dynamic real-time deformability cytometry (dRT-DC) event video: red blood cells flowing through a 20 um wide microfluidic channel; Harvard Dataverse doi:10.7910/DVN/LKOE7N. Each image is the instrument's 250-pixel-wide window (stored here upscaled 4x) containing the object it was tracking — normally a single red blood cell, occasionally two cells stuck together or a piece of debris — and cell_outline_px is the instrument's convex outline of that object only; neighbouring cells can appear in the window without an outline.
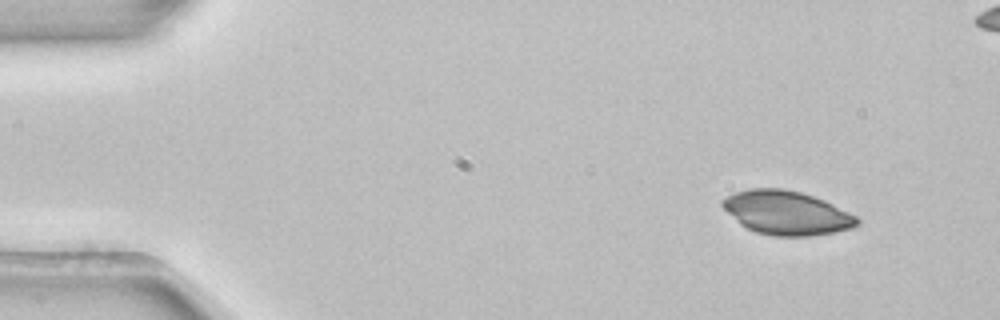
{"species": "common noctule bat (a hibernating species)", "species_latin": "Nyctalus noctula", "temperature_condition": "room temperature", "stored_images_in_passage": 4, "camera_frame_rate_fps": 3000, "um_per_image_px": 0.085, "animal": {"sex": "female", "body_mass_g": 22.7, "forearm_length_mm": 54.2}, "frame": {"image": 1, "passage_image": 1, "time_ms": 0.0, "image_size_px": [1000, 320], "cell_outline_px": [[860, 224], [852, 228], [812, 236], [772, 236], [756, 232], [740, 224], [720, 204], [720, 200], [724, 196], [748, 188], [784, 188], [800, 192], [824, 200], [856, 216], [860, 220]], "centroid_in_image_um": [66.84, 18.08], "position_along_channel_um": 18.2, "area_um2": 34.39}}